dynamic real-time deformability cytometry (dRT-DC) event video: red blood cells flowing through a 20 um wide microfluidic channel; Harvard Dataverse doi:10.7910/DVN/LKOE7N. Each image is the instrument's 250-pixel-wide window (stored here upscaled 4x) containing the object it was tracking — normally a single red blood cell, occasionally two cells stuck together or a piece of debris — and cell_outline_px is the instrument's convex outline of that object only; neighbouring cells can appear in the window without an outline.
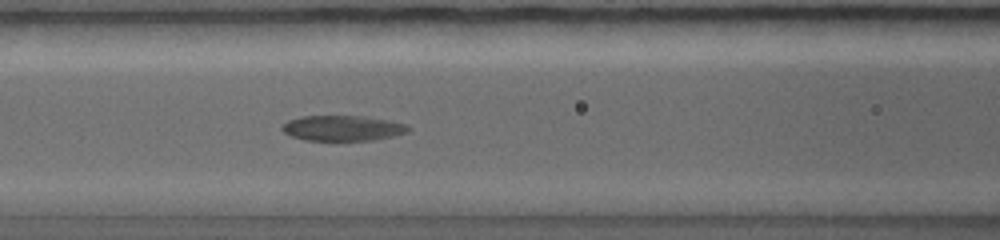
{"species": "common noctule bat (a hibernating species)", "species_latin": "Nyctalus noctula", "temperature_condition": "warm", "stored_images_in_passage": 11, "camera_frame_rate_fps": 5000, "um_per_image_px": 0.085, "animal": {"sex": "female", "body_mass_g": 19.0, "forearm_length_mm": 56.7}, "frame": {"image": 1, "passage_image": 10, "time_ms": 3.6, "image_size_px": [1000, 240], "cell_outline_px": [[408, 128], [404, 132], [388, 136], [368, 140], [308, 140], [292, 136], [284, 132], [284, 124], [288, 120], [304, 116], [360, 116], [400, 124]], "centroid_in_image_um": [28.98, 10.89], "position_along_channel_um": 137.6, "area_um2": 17.51}}
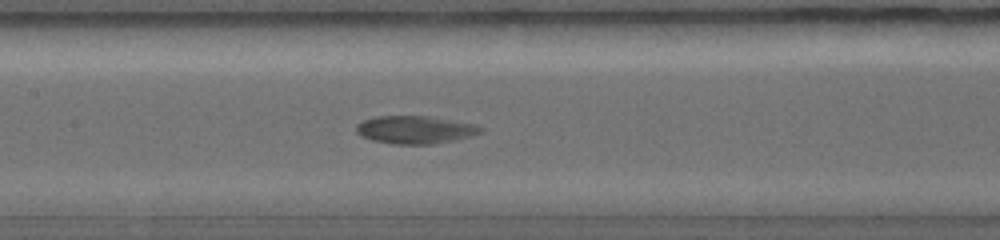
{"frame": {"image": 2, "passage_image": 11, "time_ms": 4.2, "image_size_px": [1000, 240], "cell_outline_px": [[476, 128], [472, 132], [428, 144], [396, 144], [376, 140], [364, 136], [356, 128], [364, 120], [380, 116], [424, 116]], "centroid_in_image_um": [34.93, 11.02], "position_along_channel_um": 172.5, "area_um2": 17.51}}